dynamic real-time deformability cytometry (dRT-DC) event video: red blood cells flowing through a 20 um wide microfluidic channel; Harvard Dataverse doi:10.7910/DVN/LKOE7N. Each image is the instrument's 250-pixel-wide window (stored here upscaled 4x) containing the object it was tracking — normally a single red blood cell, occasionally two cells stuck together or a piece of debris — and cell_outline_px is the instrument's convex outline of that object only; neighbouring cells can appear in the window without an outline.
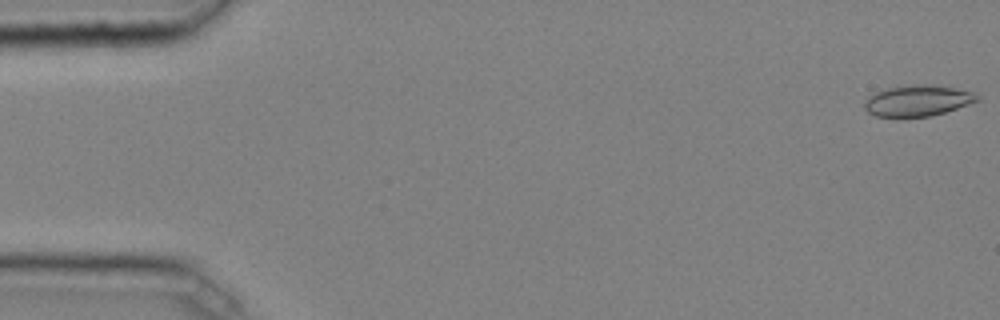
{"species": "common noctule bat (a hibernating species)", "species_latin": "Nyctalus noctula", "temperature_condition": "cold", "stored_images_in_passage": 45, "camera_frame_rate_fps": 3000, "um_per_image_px": 0.085, "animal": {"sex": "male", "body_mass_g": 20.4}, "frame": {"image": 1, "passage_image": 1, "time_ms": 0.0, "image_size_px": [1000, 320], "cell_outline_px": [[980, 100], [944, 112], [928, 116], [904, 120], [896, 120], [876, 116], [868, 112], [864, 108], [864, 100], [868, 96], [876, 92], [888, 88], [916, 84], [932, 84], [956, 88], [976, 92], [980, 96]], "centroid_in_image_um": [77.96, 8.59], "position_along_channel_um": 7.0, "area_um2": 21.15}}
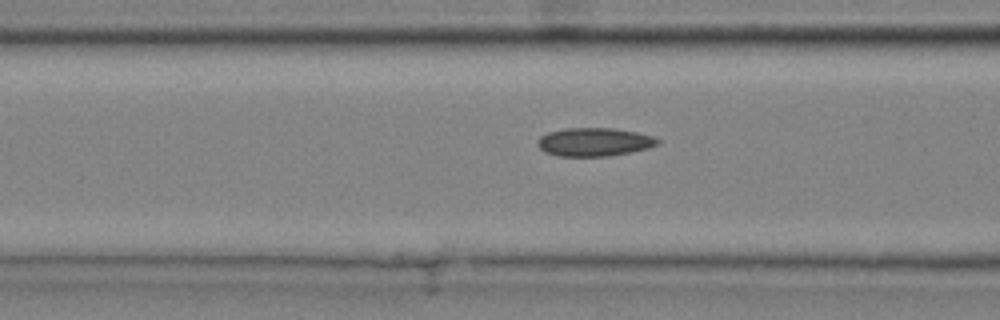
{"frame": {"image": 2, "passage_image": 19, "time_ms": 6.0, "image_size_px": [1000, 320], "cell_outline_px": [[660, 144], [648, 148], [632, 152], [608, 156], [560, 156], [544, 152], [536, 144], [536, 140], [540, 136], [548, 132], [564, 128], [612, 128], [636, 132], [652, 136], [660, 140]], "centroid_in_image_um": [50.49, 12.07], "position_along_channel_um": 116.1, "area_um2": 20.0}}
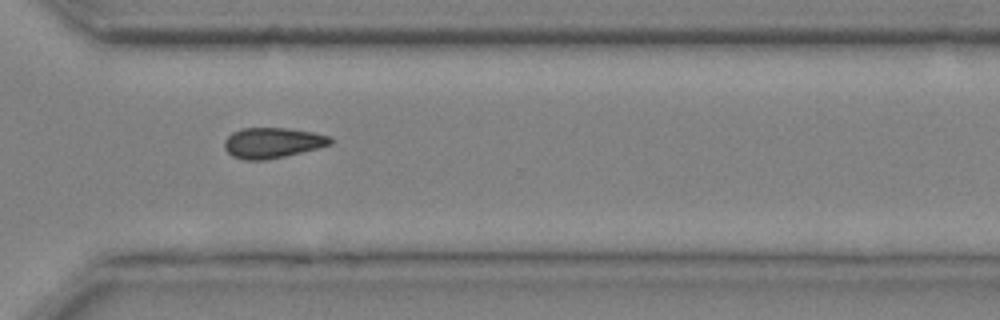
{"frame": {"image": 3, "passage_image": 36, "time_ms": 11.667, "image_size_px": [1000, 320], "cell_outline_px": [[336, 140], [332, 144], [284, 156], [264, 160], [244, 160], [232, 156], [224, 148], [224, 140], [232, 132], [240, 128], [288, 128], [312, 132], [328, 136]], "centroid_in_image_um": [23.14, 12.13], "position_along_channel_um": 347.5, "area_um2": 18.79}}